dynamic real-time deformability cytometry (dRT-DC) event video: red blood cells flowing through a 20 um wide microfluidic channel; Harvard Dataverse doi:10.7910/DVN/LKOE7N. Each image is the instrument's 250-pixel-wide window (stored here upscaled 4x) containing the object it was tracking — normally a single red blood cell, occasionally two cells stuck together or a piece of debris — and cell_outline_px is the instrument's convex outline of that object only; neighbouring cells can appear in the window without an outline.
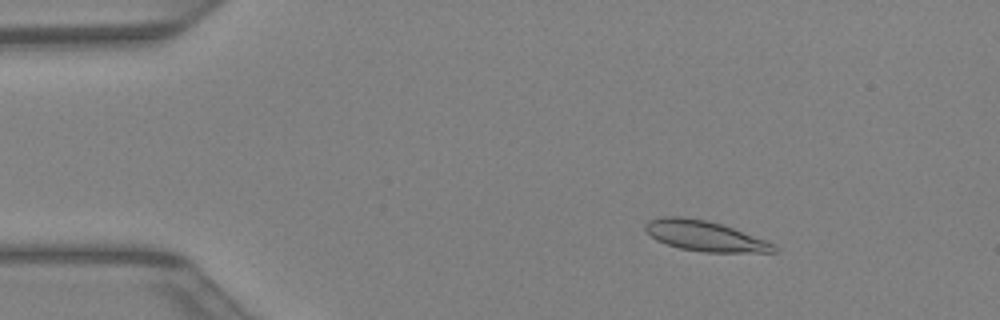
{"species": "Egyptian fruit bat (a non-hibernating species)", "species_latin": "Rousettus aegyptiacus", "temperature_condition": "warm", "stored_images_in_passage": 43, "camera_frame_rate_fps": 3000, "um_per_image_px": 0.085, "animal": {"sex": "female"}, "frame": {"image": 1, "passage_image": 7, "time_ms": 2.0, "image_size_px": [1000, 320], "cell_outline_px": [[776, 252], [704, 252], [680, 248], [656, 240], [644, 228], [644, 224], [648, 220], [664, 216], [684, 216], [708, 220], [732, 228], [776, 244]], "centroid_in_image_um": [59.88, 20.04], "position_along_channel_um": 25.1, "area_um2": 22.54}}
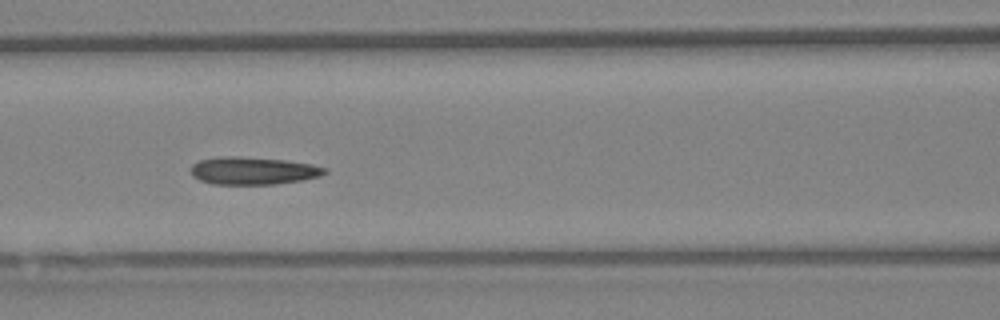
{"frame": {"image": 2, "passage_image": 19, "time_ms": 6.0, "image_size_px": [1000, 320], "cell_outline_px": [[328, 172], [320, 176], [300, 180], [276, 184], [212, 184], [200, 180], [192, 176], [192, 164], [200, 160], [220, 156], [240, 156], [284, 160], [312, 164], [328, 168]], "centroid_in_image_um": [21.52, 14.51], "position_along_channel_um": 145.1, "area_um2": 21.56}}
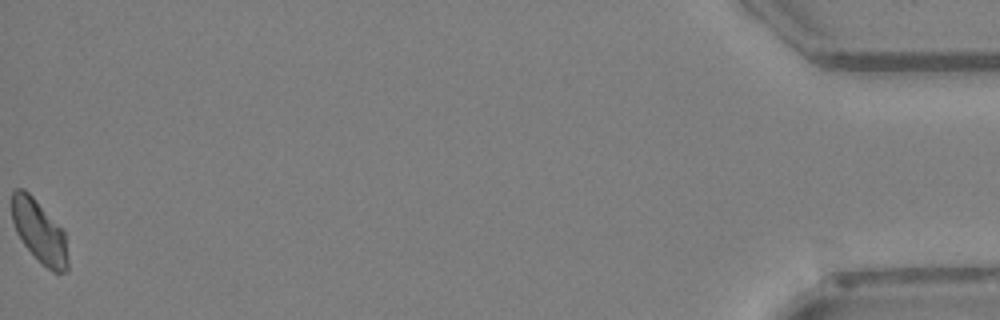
{"frame": {"image": 3, "passage_image": 43, "time_ms": 14.0, "image_size_px": [1000, 320], "cell_outline_px": [[68, 268], [64, 272], [52, 272], [24, 244], [16, 232], [12, 220], [12, 192], [16, 188], [24, 188], [36, 200], [64, 232], [68, 260]], "centroid_in_image_um": [3.32, 19.65], "position_along_channel_um": 431.9, "area_um2": 19.88}}